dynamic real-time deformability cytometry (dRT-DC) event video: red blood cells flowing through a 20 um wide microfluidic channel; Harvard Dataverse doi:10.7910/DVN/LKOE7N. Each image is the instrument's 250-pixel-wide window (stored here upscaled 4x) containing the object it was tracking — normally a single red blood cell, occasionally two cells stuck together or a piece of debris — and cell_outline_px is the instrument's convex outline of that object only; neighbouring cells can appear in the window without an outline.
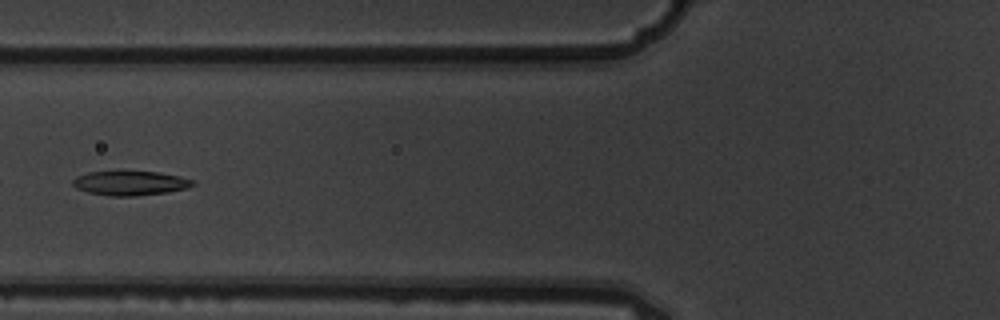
{"species": "common noctule bat (a hibernating species)", "species_latin": "Nyctalus noctula", "temperature_condition": "warm", "stored_images_in_passage": 6, "camera_frame_rate_fps": 3000, "um_per_image_px": 0.085, "animal": {"sex": "male", "body_mass_g": 19.5, "forearm_length_mm": 54.6}, "frame": {"image": 1, "passage_image": 6, "time_ms": 1.667, "image_size_px": [1000, 320], "cell_outline_px": [[196, 184], [188, 188], [168, 192], [136, 196], [108, 196], [88, 192], [76, 188], [72, 184], [72, 180], [76, 176], [88, 172], [160, 172], [180, 176], [196, 180]], "centroid_in_image_um": [11.11, 15.57], "position_along_channel_um": 114.7, "area_um2": 17.17}}